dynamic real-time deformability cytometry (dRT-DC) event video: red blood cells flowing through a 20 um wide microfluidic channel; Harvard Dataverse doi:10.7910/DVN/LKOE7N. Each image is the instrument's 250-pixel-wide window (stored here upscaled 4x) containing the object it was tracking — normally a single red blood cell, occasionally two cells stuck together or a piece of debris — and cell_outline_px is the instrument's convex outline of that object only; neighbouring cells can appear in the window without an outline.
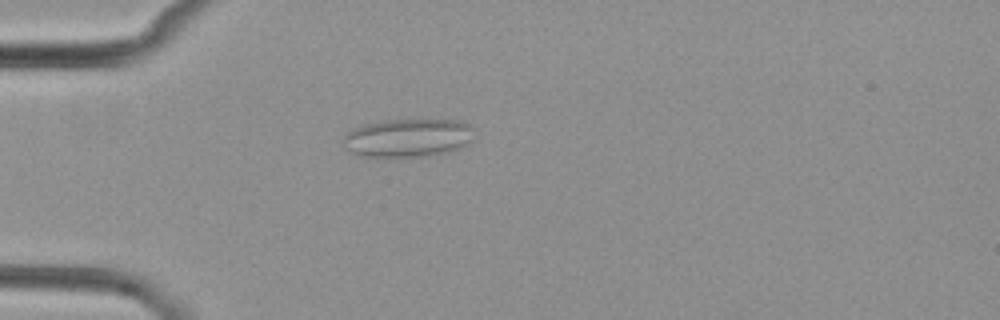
{"species": "common noctule bat (a hibernating species)", "species_latin": "Nyctalus noctula", "temperature_condition": "cold", "stored_images_in_passage": 3, "camera_frame_rate_fps": 3000, "um_per_image_px": 0.085, "animal": {"sex": "female", "body_mass_g": 29.2, "forearm_length_mm": 56.3}, "frame": {"image": 1, "passage_image": 3, "time_ms": 2.333, "image_size_px": [1000, 320], "cell_outline_px": [[472, 140], [468, 144], [448, 152], [424, 156], [360, 156], [344, 148], [344, 136], [352, 128], [364, 124], [384, 120], [460, 120], [468, 124], [472, 128]], "centroid_in_image_um": [34.66, 11.71], "position_along_channel_um": 50.3, "area_um2": 29.13}}